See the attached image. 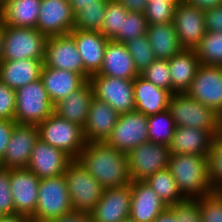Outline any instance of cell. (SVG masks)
Wrapping results in <instances>:
<instances>
[{
    "mask_svg": "<svg viewBox=\"0 0 222 222\" xmlns=\"http://www.w3.org/2000/svg\"><path fill=\"white\" fill-rule=\"evenodd\" d=\"M0 222H31V220L25 215L14 214L0 216Z\"/></svg>",
    "mask_w": 222,
    "mask_h": 222,
    "instance_id": "53",
    "label": "cell"
},
{
    "mask_svg": "<svg viewBox=\"0 0 222 222\" xmlns=\"http://www.w3.org/2000/svg\"><path fill=\"white\" fill-rule=\"evenodd\" d=\"M185 93L222 117V66L201 64Z\"/></svg>",
    "mask_w": 222,
    "mask_h": 222,
    "instance_id": "11",
    "label": "cell"
},
{
    "mask_svg": "<svg viewBox=\"0 0 222 222\" xmlns=\"http://www.w3.org/2000/svg\"><path fill=\"white\" fill-rule=\"evenodd\" d=\"M44 222H92V217L89 212L72 210L62 216L45 220Z\"/></svg>",
    "mask_w": 222,
    "mask_h": 222,
    "instance_id": "48",
    "label": "cell"
},
{
    "mask_svg": "<svg viewBox=\"0 0 222 222\" xmlns=\"http://www.w3.org/2000/svg\"><path fill=\"white\" fill-rule=\"evenodd\" d=\"M43 66L44 61L35 59L0 61V81L17 90L40 79Z\"/></svg>",
    "mask_w": 222,
    "mask_h": 222,
    "instance_id": "28",
    "label": "cell"
},
{
    "mask_svg": "<svg viewBox=\"0 0 222 222\" xmlns=\"http://www.w3.org/2000/svg\"><path fill=\"white\" fill-rule=\"evenodd\" d=\"M36 29L48 37L74 30V13L67 0H41Z\"/></svg>",
    "mask_w": 222,
    "mask_h": 222,
    "instance_id": "16",
    "label": "cell"
},
{
    "mask_svg": "<svg viewBox=\"0 0 222 222\" xmlns=\"http://www.w3.org/2000/svg\"><path fill=\"white\" fill-rule=\"evenodd\" d=\"M10 188V169L0 167V216L15 214Z\"/></svg>",
    "mask_w": 222,
    "mask_h": 222,
    "instance_id": "44",
    "label": "cell"
},
{
    "mask_svg": "<svg viewBox=\"0 0 222 222\" xmlns=\"http://www.w3.org/2000/svg\"><path fill=\"white\" fill-rule=\"evenodd\" d=\"M89 82L94 97L108 103L119 114L135 111L133 80L93 74Z\"/></svg>",
    "mask_w": 222,
    "mask_h": 222,
    "instance_id": "9",
    "label": "cell"
},
{
    "mask_svg": "<svg viewBox=\"0 0 222 222\" xmlns=\"http://www.w3.org/2000/svg\"><path fill=\"white\" fill-rule=\"evenodd\" d=\"M118 1L128 12H140L144 13L148 4V0H116Z\"/></svg>",
    "mask_w": 222,
    "mask_h": 222,
    "instance_id": "49",
    "label": "cell"
},
{
    "mask_svg": "<svg viewBox=\"0 0 222 222\" xmlns=\"http://www.w3.org/2000/svg\"><path fill=\"white\" fill-rule=\"evenodd\" d=\"M6 1H8V0H0V7H1V4L6 2Z\"/></svg>",
    "mask_w": 222,
    "mask_h": 222,
    "instance_id": "58",
    "label": "cell"
},
{
    "mask_svg": "<svg viewBox=\"0 0 222 222\" xmlns=\"http://www.w3.org/2000/svg\"><path fill=\"white\" fill-rule=\"evenodd\" d=\"M216 192L222 197V184L216 189Z\"/></svg>",
    "mask_w": 222,
    "mask_h": 222,
    "instance_id": "55",
    "label": "cell"
},
{
    "mask_svg": "<svg viewBox=\"0 0 222 222\" xmlns=\"http://www.w3.org/2000/svg\"><path fill=\"white\" fill-rule=\"evenodd\" d=\"M166 203L167 206L179 203L186 198L180 192L169 169H163L144 180Z\"/></svg>",
    "mask_w": 222,
    "mask_h": 222,
    "instance_id": "32",
    "label": "cell"
},
{
    "mask_svg": "<svg viewBox=\"0 0 222 222\" xmlns=\"http://www.w3.org/2000/svg\"><path fill=\"white\" fill-rule=\"evenodd\" d=\"M195 51L201 64L222 66V32L207 31Z\"/></svg>",
    "mask_w": 222,
    "mask_h": 222,
    "instance_id": "34",
    "label": "cell"
},
{
    "mask_svg": "<svg viewBox=\"0 0 222 222\" xmlns=\"http://www.w3.org/2000/svg\"><path fill=\"white\" fill-rule=\"evenodd\" d=\"M39 138L47 144L61 149L76 159L85 147L83 128L57 116L55 113L37 125Z\"/></svg>",
    "mask_w": 222,
    "mask_h": 222,
    "instance_id": "6",
    "label": "cell"
},
{
    "mask_svg": "<svg viewBox=\"0 0 222 222\" xmlns=\"http://www.w3.org/2000/svg\"><path fill=\"white\" fill-rule=\"evenodd\" d=\"M168 169L186 199H198L216 191L209 179L207 156L171 154Z\"/></svg>",
    "mask_w": 222,
    "mask_h": 222,
    "instance_id": "2",
    "label": "cell"
},
{
    "mask_svg": "<svg viewBox=\"0 0 222 222\" xmlns=\"http://www.w3.org/2000/svg\"><path fill=\"white\" fill-rule=\"evenodd\" d=\"M41 0H8L1 4L0 19L12 27H37Z\"/></svg>",
    "mask_w": 222,
    "mask_h": 222,
    "instance_id": "30",
    "label": "cell"
},
{
    "mask_svg": "<svg viewBox=\"0 0 222 222\" xmlns=\"http://www.w3.org/2000/svg\"><path fill=\"white\" fill-rule=\"evenodd\" d=\"M128 155L132 181H144L157 171L168 168L171 152L166 145L145 142L133 148Z\"/></svg>",
    "mask_w": 222,
    "mask_h": 222,
    "instance_id": "10",
    "label": "cell"
},
{
    "mask_svg": "<svg viewBox=\"0 0 222 222\" xmlns=\"http://www.w3.org/2000/svg\"><path fill=\"white\" fill-rule=\"evenodd\" d=\"M178 221L181 222H202L199 211L198 199H185L179 203L169 206Z\"/></svg>",
    "mask_w": 222,
    "mask_h": 222,
    "instance_id": "43",
    "label": "cell"
},
{
    "mask_svg": "<svg viewBox=\"0 0 222 222\" xmlns=\"http://www.w3.org/2000/svg\"><path fill=\"white\" fill-rule=\"evenodd\" d=\"M200 65L195 49H183L169 59L171 94L185 93L195 78Z\"/></svg>",
    "mask_w": 222,
    "mask_h": 222,
    "instance_id": "29",
    "label": "cell"
},
{
    "mask_svg": "<svg viewBox=\"0 0 222 222\" xmlns=\"http://www.w3.org/2000/svg\"><path fill=\"white\" fill-rule=\"evenodd\" d=\"M206 31L222 32V5L204 12Z\"/></svg>",
    "mask_w": 222,
    "mask_h": 222,
    "instance_id": "46",
    "label": "cell"
},
{
    "mask_svg": "<svg viewBox=\"0 0 222 222\" xmlns=\"http://www.w3.org/2000/svg\"><path fill=\"white\" fill-rule=\"evenodd\" d=\"M69 34L74 38L85 71L90 76L97 74L102 67L105 47L109 39L99 31L74 29Z\"/></svg>",
    "mask_w": 222,
    "mask_h": 222,
    "instance_id": "23",
    "label": "cell"
},
{
    "mask_svg": "<svg viewBox=\"0 0 222 222\" xmlns=\"http://www.w3.org/2000/svg\"><path fill=\"white\" fill-rule=\"evenodd\" d=\"M222 132H208L195 127L176 126L168 148L171 154L208 156L217 136Z\"/></svg>",
    "mask_w": 222,
    "mask_h": 222,
    "instance_id": "20",
    "label": "cell"
},
{
    "mask_svg": "<svg viewBox=\"0 0 222 222\" xmlns=\"http://www.w3.org/2000/svg\"><path fill=\"white\" fill-rule=\"evenodd\" d=\"M148 1H180V0H148Z\"/></svg>",
    "mask_w": 222,
    "mask_h": 222,
    "instance_id": "57",
    "label": "cell"
},
{
    "mask_svg": "<svg viewBox=\"0 0 222 222\" xmlns=\"http://www.w3.org/2000/svg\"><path fill=\"white\" fill-rule=\"evenodd\" d=\"M16 124L15 120L0 119V161Z\"/></svg>",
    "mask_w": 222,
    "mask_h": 222,
    "instance_id": "47",
    "label": "cell"
},
{
    "mask_svg": "<svg viewBox=\"0 0 222 222\" xmlns=\"http://www.w3.org/2000/svg\"><path fill=\"white\" fill-rule=\"evenodd\" d=\"M178 1H148L144 15L148 25L173 22Z\"/></svg>",
    "mask_w": 222,
    "mask_h": 222,
    "instance_id": "39",
    "label": "cell"
},
{
    "mask_svg": "<svg viewBox=\"0 0 222 222\" xmlns=\"http://www.w3.org/2000/svg\"><path fill=\"white\" fill-rule=\"evenodd\" d=\"M126 46L139 73H142V71H144L154 60H156L147 35L139 36L127 42Z\"/></svg>",
    "mask_w": 222,
    "mask_h": 222,
    "instance_id": "38",
    "label": "cell"
},
{
    "mask_svg": "<svg viewBox=\"0 0 222 222\" xmlns=\"http://www.w3.org/2000/svg\"><path fill=\"white\" fill-rule=\"evenodd\" d=\"M76 160L104 189L121 187L132 182L128 155L105 141L86 142Z\"/></svg>",
    "mask_w": 222,
    "mask_h": 222,
    "instance_id": "1",
    "label": "cell"
},
{
    "mask_svg": "<svg viewBox=\"0 0 222 222\" xmlns=\"http://www.w3.org/2000/svg\"><path fill=\"white\" fill-rule=\"evenodd\" d=\"M207 157L209 179L216 190L222 184V135L216 137Z\"/></svg>",
    "mask_w": 222,
    "mask_h": 222,
    "instance_id": "42",
    "label": "cell"
},
{
    "mask_svg": "<svg viewBox=\"0 0 222 222\" xmlns=\"http://www.w3.org/2000/svg\"><path fill=\"white\" fill-rule=\"evenodd\" d=\"M127 14L128 11L118 1L108 0L100 33L111 40L122 30L123 19Z\"/></svg>",
    "mask_w": 222,
    "mask_h": 222,
    "instance_id": "37",
    "label": "cell"
},
{
    "mask_svg": "<svg viewBox=\"0 0 222 222\" xmlns=\"http://www.w3.org/2000/svg\"><path fill=\"white\" fill-rule=\"evenodd\" d=\"M97 74L129 80L140 75L126 44L114 40L108 41L103 64Z\"/></svg>",
    "mask_w": 222,
    "mask_h": 222,
    "instance_id": "24",
    "label": "cell"
},
{
    "mask_svg": "<svg viewBox=\"0 0 222 222\" xmlns=\"http://www.w3.org/2000/svg\"><path fill=\"white\" fill-rule=\"evenodd\" d=\"M44 65L78 73L87 81L90 79V75L84 69L74 38L70 34L49 37Z\"/></svg>",
    "mask_w": 222,
    "mask_h": 222,
    "instance_id": "13",
    "label": "cell"
},
{
    "mask_svg": "<svg viewBox=\"0 0 222 222\" xmlns=\"http://www.w3.org/2000/svg\"><path fill=\"white\" fill-rule=\"evenodd\" d=\"M40 179L27 168L10 169V192L15 214L31 218L37 206Z\"/></svg>",
    "mask_w": 222,
    "mask_h": 222,
    "instance_id": "19",
    "label": "cell"
},
{
    "mask_svg": "<svg viewBox=\"0 0 222 222\" xmlns=\"http://www.w3.org/2000/svg\"><path fill=\"white\" fill-rule=\"evenodd\" d=\"M93 98V87L87 81L81 88L54 104V113L84 128Z\"/></svg>",
    "mask_w": 222,
    "mask_h": 222,
    "instance_id": "26",
    "label": "cell"
},
{
    "mask_svg": "<svg viewBox=\"0 0 222 222\" xmlns=\"http://www.w3.org/2000/svg\"><path fill=\"white\" fill-rule=\"evenodd\" d=\"M49 37L34 28L4 25V39L1 61L23 59H45Z\"/></svg>",
    "mask_w": 222,
    "mask_h": 222,
    "instance_id": "4",
    "label": "cell"
},
{
    "mask_svg": "<svg viewBox=\"0 0 222 222\" xmlns=\"http://www.w3.org/2000/svg\"><path fill=\"white\" fill-rule=\"evenodd\" d=\"M147 19L144 13L128 12L123 19L122 30H120L111 40L126 44L127 42L146 35Z\"/></svg>",
    "mask_w": 222,
    "mask_h": 222,
    "instance_id": "36",
    "label": "cell"
},
{
    "mask_svg": "<svg viewBox=\"0 0 222 222\" xmlns=\"http://www.w3.org/2000/svg\"><path fill=\"white\" fill-rule=\"evenodd\" d=\"M149 141L168 146L176 125L167 109L163 112L147 116Z\"/></svg>",
    "mask_w": 222,
    "mask_h": 222,
    "instance_id": "33",
    "label": "cell"
},
{
    "mask_svg": "<svg viewBox=\"0 0 222 222\" xmlns=\"http://www.w3.org/2000/svg\"><path fill=\"white\" fill-rule=\"evenodd\" d=\"M107 4H90L74 14V29L101 31Z\"/></svg>",
    "mask_w": 222,
    "mask_h": 222,
    "instance_id": "35",
    "label": "cell"
},
{
    "mask_svg": "<svg viewBox=\"0 0 222 222\" xmlns=\"http://www.w3.org/2000/svg\"><path fill=\"white\" fill-rule=\"evenodd\" d=\"M54 113V104L46 92L43 82L38 79L16 90L17 124L39 125Z\"/></svg>",
    "mask_w": 222,
    "mask_h": 222,
    "instance_id": "5",
    "label": "cell"
},
{
    "mask_svg": "<svg viewBox=\"0 0 222 222\" xmlns=\"http://www.w3.org/2000/svg\"><path fill=\"white\" fill-rule=\"evenodd\" d=\"M16 112V90L0 81V119L14 120Z\"/></svg>",
    "mask_w": 222,
    "mask_h": 222,
    "instance_id": "45",
    "label": "cell"
},
{
    "mask_svg": "<svg viewBox=\"0 0 222 222\" xmlns=\"http://www.w3.org/2000/svg\"><path fill=\"white\" fill-rule=\"evenodd\" d=\"M74 159L61 149L55 148L40 138L35 143L27 169L39 179L63 175Z\"/></svg>",
    "mask_w": 222,
    "mask_h": 222,
    "instance_id": "18",
    "label": "cell"
},
{
    "mask_svg": "<svg viewBox=\"0 0 222 222\" xmlns=\"http://www.w3.org/2000/svg\"><path fill=\"white\" fill-rule=\"evenodd\" d=\"M153 222H181L178 221L173 210L168 206Z\"/></svg>",
    "mask_w": 222,
    "mask_h": 222,
    "instance_id": "52",
    "label": "cell"
},
{
    "mask_svg": "<svg viewBox=\"0 0 222 222\" xmlns=\"http://www.w3.org/2000/svg\"><path fill=\"white\" fill-rule=\"evenodd\" d=\"M202 222H222V197L214 191L199 198Z\"/></svg>",
    "mask_w": 222,
    "mask_h": 222,
    "instance_id": "41",
    "label": "cell"
},
{
    "mask_svg": "<svg viewBox=\"0 0 222 222\" xmlns=\"http://www.w3.org/2000/svg\"><path fill=\"white\" fill-rule=\"evenodd\" d=\"M182 1L204 12L216 6L222 5V0H182Z\"/></svg>",
    "mask_w": 222,
    "mask_h": 222,
    "instance_id": "50",
    "label": "cell"
},
{
    "mask_svg": "<svg viewBox=\"0 0 222 222\" xmlns=\"http://www.w3.org/2000/svg\"><path fill=\"white\" fill-rule=\"evenodd\" d=\"M140 75L156 87L171 93V76L168 60L156 59Z\"/></svg>",
    "mask_w": 222,
    "mask_h": 222,
    "instance_id": "40",
    "label": "cell"
},
{
    "mask_svg": "<svg viewBox=\"0 0 222 222\" xmlns=\"http://www.w3.org/2000/svg\"><path fill=\"white\" fill-rule=\"evenodd\" d=\"M173 25L183 49H195L207 32L204 11L182 0L177 2Z\"/></svg>",
    "mask_w": 222,
    "mask_h": 222,
    "instance_id": "14",
    "label": "cell"
},
{
    "mask_svg": "<svg viewBox=\"0 0 222 222\" xmlns=\"http://www.w3.org/2000/svg\"><path fill=\"white\" fill-rule=\"evenodd\" d=\"M129 217L136 222H153L168 206L145 181L131 182Z\"/></svg>",
    "mask_w": 222,
    "mask_h": 222,
    "instance_id": "22",
    "label": "cell"
},
{
    "mask_svg": "<svg viewBox=\"0 0 222 222\" xmlns=\"http://www.w3.org/2000/svg\"><path fill=\"white\" fill-rule=\"evenodd\" d=\"M168 110L176 126L195 127L208 132H222V117L186 93L172 94Z\"/></svg>",
    "mask_w": 222,
    "mask_h": 222,
    "instance_id": "3",
    "label": "cell"
},
{
    "mask_svg": "<svg viewBox=\"0 0 222 222\" xmlns=\"http://www.w3.org/2000/svg\"><path fill=\"white\" fill-rule=\"evenodd\" d=\"M3 39H4V24L0 19V61L2 60Z\"/></svg>",
    "mask_w": 222,
    "mask_h": 222,
    "instance_id": "54",
    "label": "cell"
},
{
    "mask_svg": "<svg viewBox=\"0 0 222 222\" xmlns=\"http://www.w3.org/2000/svg\"><path fill=\"white\" fill-rule=\"evenodd\" d=\"M67 1L70 3L74 14L77 11H79L82 7H85L86 5L108 3V0H67Z\"/></svg>",
    "mask_w": 222,
    "mask_h": 222,
    "instance_id": "51",
    "label": "cell"
},
{
    "mask_svg": "<svg viewBox=\"0 0 222 222\" xmlns=\"http://www.w3.org/2000/svg\"><path fill=\"white\" fill-rule=\"evenodd\" d=\"M148 141L147 116L141 112L132 111L119 115L116 126L105 142L127 154L133 148Z\"/></svg>",
    "mask_w": 222,
    "mask_h": 222,
    "instance_id": "12",
    "label": "cell"
},
{
    "mask_svg": "<svg viewBox=\"0 0 222 222\" xmlns=\"http://www.w3.org/2000/svg\"><path fill=\"white\" fill-rule=\"evenodd\" d=\"M132 200L131 183L116 188H107L92 209V222H121L130 215Z\"/></svg>",
    "mask_w": 222,
    "mask_h": 222,
    "instance_id": "17",
    "label": "cell"
},
{
    "mask_svg": "<svg viewBox=\"0 0 222 222\" xmlns=\"http://www.w3.org/2000/svg\"><path fill=\"white\" fill-rule=\"evenodd\" d=\"M146 35L156 59L169 60L183 50L173 22L148 25Z\"/></svg>",
    "mask_w": 222,
    "mask_h": 222,
    "instance_id": "31",
    "label": "cell"
},
{
    "mask_svg": "<svg viewBox=\"0 0 222 222\" xmlns=\"http://www.w3.org/2000/svg\"><path fill=\"white\" fill-rule=\"evenodd\" d=\"M63 175L72 209L90 213L103 194L102 185L76 159L68 165Z\"/></svg>",
    "mask_w": 222,
    "mask_h": 222,
    "instance_id": "8",
    "label": "cell"
},
{
    "mask_svg": "<svg viewBox=\"0 0 222 222\" xmlns=\"http://www.w3.org/2000/svg\"><path fill=\"white\" fill-rule=\"evenodd\" d=\"M72 210L64 175L40 179L37 206L31 222H44Z\"/></svg>",
    "mask_w": 222,
    "mask_h": 222,
    "instance_id": "7",
    "label": "cell"
},
{
    "mask_svg": "<svg viewBox=\"0 0 222 222\" xmlns=\"http://www.w3.org/2000/svg\"><path fill=\"white\" fill-rule=\"evenodd\" d=\"M40 79L53 104L81 88L87 80L80 74L43 66Z\"/></svg>",
    "mask_w": 222,
    "mask_h": 222,
    "instance_id": "25",
    "label": "cell"
},
{
    "mask_svg": "<svg viewBox=\"0 0 222 222\" xmlns=\"http://www.w3.org/2000/svg\"><path fill=\"white\" fill-rule=\"evenodd\" d=\"M121 222H136L135 220L131 219L130 217H128L127 219H124Z\"/></svg>",
    "mask_w": 222,
    "mask_h": 222,
    "instance_id": "56",
    "label": "cell"
},
{
    "mask_svg": "<svg viewBox=\"0 0 222 222\" xmlns=\"http://www.w3.org/2000/svg\"><path fill=\"white\" fill-rule=\"evenodd\" d=\"M119 115L108 103L94 97L83 128L86 142L106 141L116 126Z\"/></svg>",
    "mask_w": 222,
    "mask_h": 222,
    "instance_id": "21",
    "label": "cell"
},
{
    "mask_svg": "<svg viewBox=\"0 0 222 222\" xmlns=\"http://www.w3.org/2000/svg\"><path fill=\"white\" fill-rule=\"evenodd\" d=\"M135 111L146 116L157 114L168 109L169 91L156 87L141 75L133 80Z\"/></svg>",
    "mask_w": 222,
    "mask_h": 222,
    "instance_id": "27",
    "label": "cell"
},
{
    "mask_svg": "<svg viewBox=\"0 0 222 222\" xmlns=\"http://www.w3.org/2000/svg\"><path fill=\"white\" fill-rule=\"evenodd\" d=\"M39 139L37 125L16 124L0 167L7 169L27 168L31 152Z\"/></svg>",
    "mask_w": 222,
    "mask_h": 222,
    "instance_id": "15",
    "label": "cell"
}]
</instances>
